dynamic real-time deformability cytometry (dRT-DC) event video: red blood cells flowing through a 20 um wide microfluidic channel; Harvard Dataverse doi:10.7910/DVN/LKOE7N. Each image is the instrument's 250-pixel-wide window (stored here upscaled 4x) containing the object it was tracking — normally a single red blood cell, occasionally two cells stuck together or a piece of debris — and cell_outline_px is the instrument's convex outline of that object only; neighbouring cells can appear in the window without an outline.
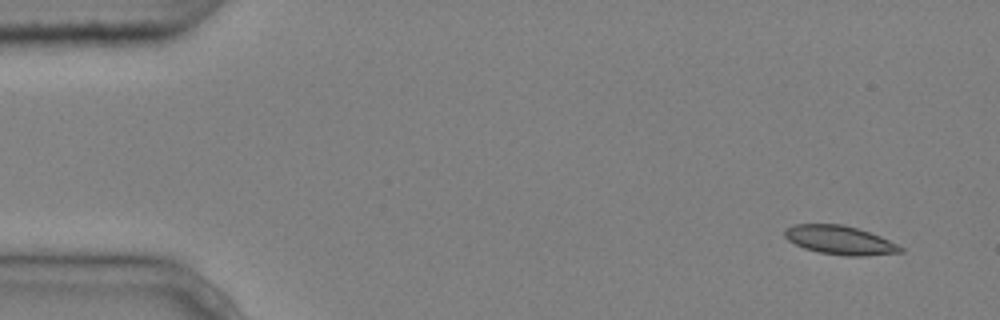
{"species": "common noctule bat (a hibernating species)", "species_latin": "Nyctalus noctula", "temperature_condition": "cold", "stored_images_in_passage": 5, "camera_frame_rate_fps": 3000, "um_per_image_px": 0.085, "animal": {"sex": "male", "body_mass_g": 20.4}, "frame": {"image": 1, "passage_image": 1, "time_ms": 0.0, "image_size_px": [1000, 320], "cell_outline_px": [[904, 252], [864, 256], [844, 256], [820, 252], [804, 248], [788, 240], [784, 236], [784, 228], [792, 224], [844, 224], [880, 236], [904, 248]], "centroid_in_image_um": [71.37, 20.41], "position_along_channel_um": 13.6, "area_um2": 19.42}}